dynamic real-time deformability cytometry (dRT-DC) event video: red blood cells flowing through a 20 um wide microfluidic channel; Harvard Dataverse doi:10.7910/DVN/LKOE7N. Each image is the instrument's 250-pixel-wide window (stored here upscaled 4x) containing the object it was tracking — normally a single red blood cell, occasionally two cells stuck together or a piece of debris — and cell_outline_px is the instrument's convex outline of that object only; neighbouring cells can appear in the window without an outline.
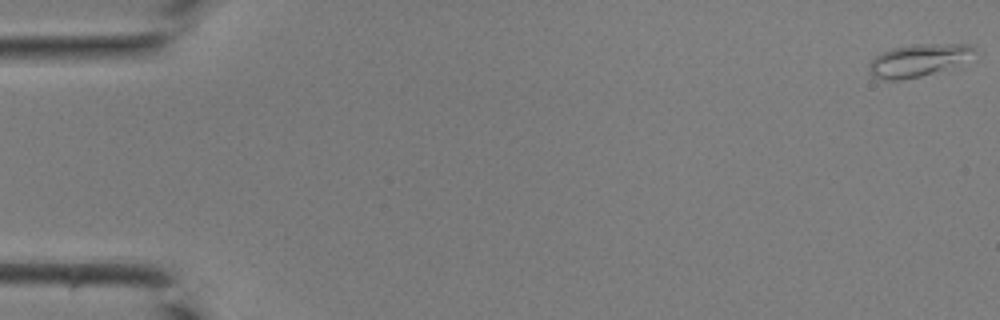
{"species": "common noctule bat (a hibernating species)", "species_latin": "Nyctalus noctula", "temperature_condition": "room temperature", "stored_images_in_passage": 43, "camera_frame_rate_fps": 3000, "um_per_image_px": 0.085, "animal": {"sex": "male", "body_mass_g": 19.0, "forearm_length_mm": 50.8}, "frame": {"image": 1, "passage_image": 1, "time_ms": 0.0, "image_size_px": [1000, 320], "cell_outline_px": [[972, 48], [940, 68], [932, 72], [920, 76], [900, 80], [888, 80], [872, 76], [868, 72], [868, 64], [880, 52], [892, 48], [916, 44], [968, 44]], "centroid_in_image_um": [77.69, 5.12], "position_along_channel_um": 7.3, "area_um2": 18.03}}
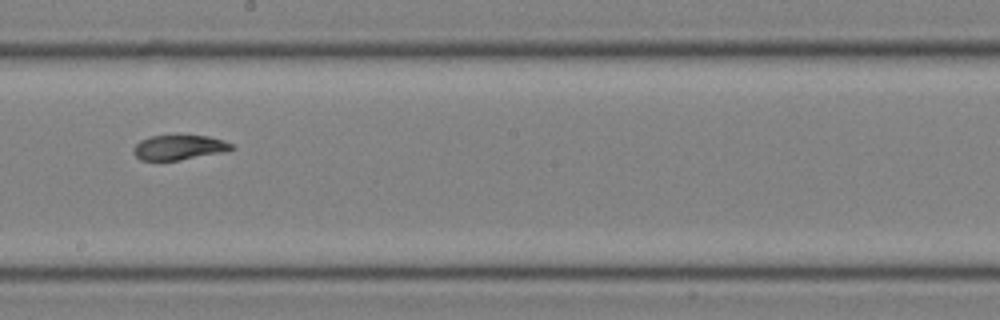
{"frame": {"image": 2, "passage_image": 25, "time_ms": 8.0, "image_size_px": [1000, 320], "cell_outline_px": [[236, 148], [224, 152], [180, 160], [140, 160], [132, 152], [132, 148], [140, 140], [152, 136], [208, 136], [224, 140], [232, 144]], "centroid_in_image_um": [15.22, 12.54], "position_along_channel_um": 233.0, "area_um2": 14.16}}
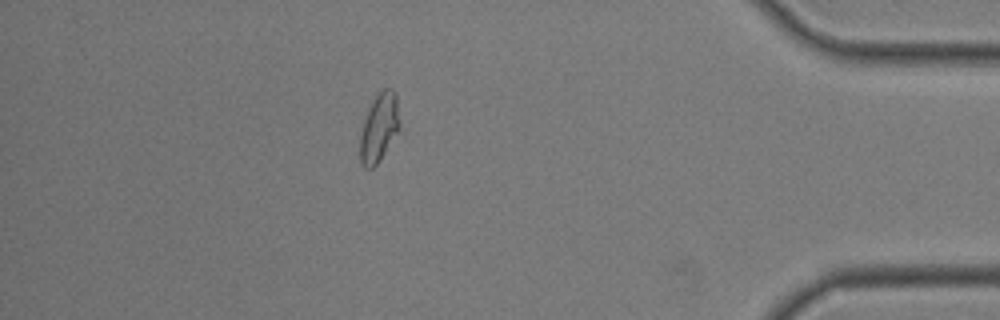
{"frame": {"image": 3, "passage_image": 38, "time_ms": 12.333, "image_size_px": [1000, 320], "cell_outline_px": [[400, 132], [380, 160], [372, 168], [364, 168], [360, 164], [360, 136], [364, 120], [368, 108], [376, 96], [384, 88], [392, 88], [396, 92], [400, 120]], "centroid_in_image_um": [32.26, 10.86], "position_along_channel_um": 402.9, "area_um2": 16.13}}